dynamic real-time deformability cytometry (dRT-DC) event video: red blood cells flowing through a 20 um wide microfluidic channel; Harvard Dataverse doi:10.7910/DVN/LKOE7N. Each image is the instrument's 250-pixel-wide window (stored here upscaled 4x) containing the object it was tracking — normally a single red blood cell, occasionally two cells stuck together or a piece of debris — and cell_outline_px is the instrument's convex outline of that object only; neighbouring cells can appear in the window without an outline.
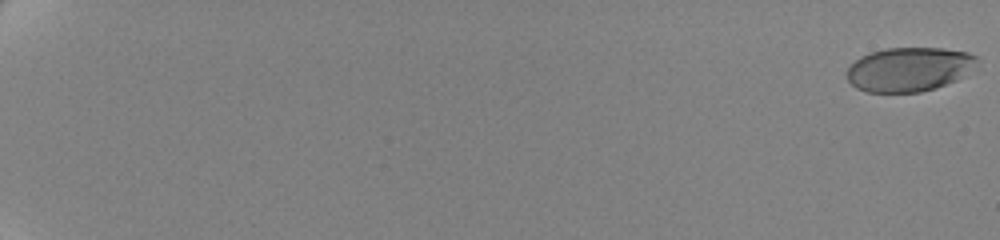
{"species": "human", "species_latin": "Homo sapiens", "temperature_condition": "cold", "stored_images_in_passage": 62, "camera_frame_rate_fps": 3000, "um_per_image_px": 0.085, "donor": {"sex": "female"}, "frame": {"image": 1, "passage_image": 1, "time_ms": 0.0, "image_size_px": [1000, 240], "cell_outline_px": [[980, 60], [964, 76], [956, 80], [936, 88], [920, 92], [868, 92], [856, 88], [848, 80], [848, 68], [860, 56], [868, 52], [884, 48], [944, 48], [968, 52], [976, 56]], "centroid_in_image_um": [77.29, 5.88], "position_along_channel_um": 7.7, "area_um2": 33.58}}
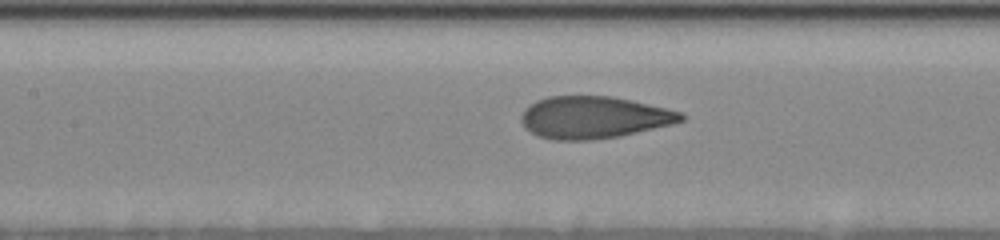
{"frame": {"image": 2, "passage_image": 34, "time_ms": 11.0, "image_size_px": [1000, 240], "cell_outline_px": [[684, 120], [672, 124], [620, 136], [592, 140], [552, 140], [536, 136], [520, 120], [520, 116], [524, 108], [528, 104], [536, 100], [548, 96], [612, 96], [632, 100], [684, 112]], "centroid_in_image_um": [50.46, 9.97], "position_along_channel_um": 156.9, "area_um2": 39.48}}
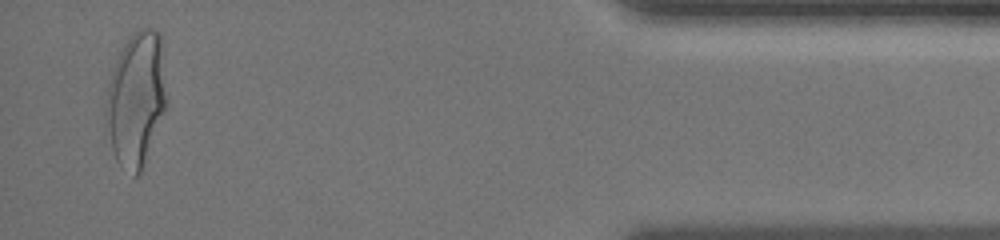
{"frame": {"image": 3, "passage_image": 61, "time_ms": 20.0, "image_size_px": [1000, 240], "cell_outline_px": [[168, 100], [140, 172], [136, 176], [132, 176], [116, 160], [104, 136], [104, 108], [108, 84], [116, 60], [128, 36], [132, 32], [140, 28], [152, 28], [160, 32]], "centroid_in_image_um": [11.53, 8.41], "position_along_channel_um": 423.7, "area_um2": 48.09}, "authors_computed_cell_mechanics": {"area_um2": 38.3214, "velocity_mm_per_s": 3.4987, "shape_relaxation_time_tau1_ms": 4.7942, "shape_relaxation_time_tau2_ms": null, "deformation_change_tau1": 0.1854, "deformation_change_tau2": null}}